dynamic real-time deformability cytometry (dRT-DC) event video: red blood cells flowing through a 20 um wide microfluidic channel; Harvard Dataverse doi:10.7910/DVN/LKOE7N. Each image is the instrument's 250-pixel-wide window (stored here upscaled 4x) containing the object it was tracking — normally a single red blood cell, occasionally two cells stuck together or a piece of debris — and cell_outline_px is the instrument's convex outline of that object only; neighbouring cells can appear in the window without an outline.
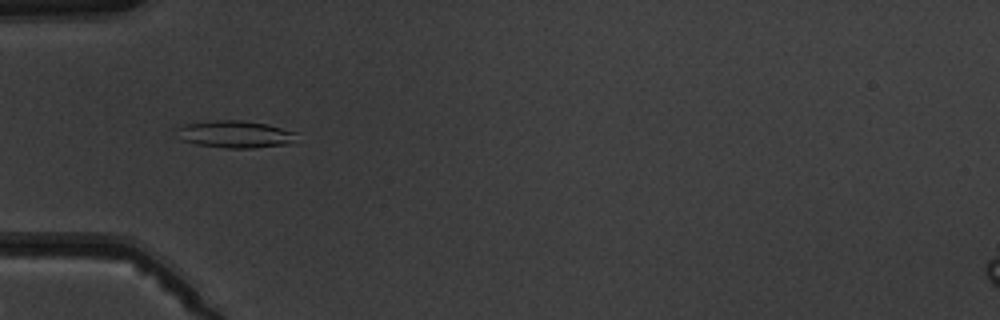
{"species": "common noctule bat (a hibernating species)", "species_latin": "Nyctalus noctula", "temperature_condition": "warm", "stored_images_in_passage": 6, "camera_frame_rate_fps": 3000, "um_per_image_px": 0.085, "animal": {"sex": "male", "body_mass_g": 19.5, "forearm_length_mm": 54.6}, "frame": {"image": 1, "passage_image": 4, "time_ms": 3.333, "image_size_px": [1000, 320], "cell_outline_px": [[296, 144], [252, 148], [224, 148], [196, 144], [180, 140], [176, 128], [188, 124], [216, 120], [240, 120], [268, 124], [296, 132]], "centroid_in_image_um": [20.05, 11.43], "position_along_channel_um": 64.9, "area_um2": 19.19}}
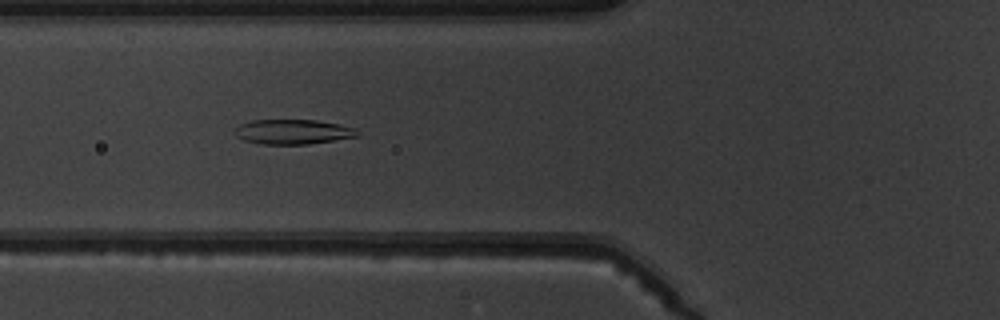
{"frame": {"image": 2, "passage_image": 5, "time_ms": 4.333, "image_size_px": [1000, 320], "cell_outline_px": [[360, 136], [308, 144], [260, 144], [244, 140], [236, 136], [232, 132], [240, 124], [252, 120], [316, 120], [340, 124], [356, 128], [360, 132]], "centroid_in_image_um": [24.91, 11.2], "position_along_channel_um": 100.9, "area_um2": 17.86}}
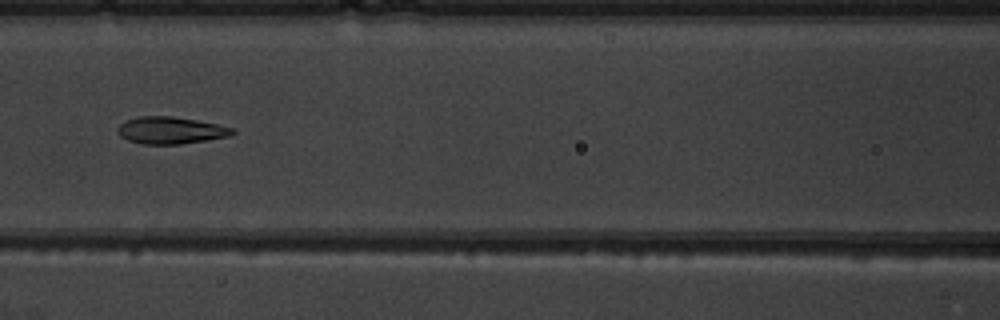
{"frame": {"image": 3, "passage_image": 6, "time_ms": 5.667, "image_size_px": [1000, 320], "cell_outline_px": [[236, 132], [232, 136], [208, 140], [180, 144], [140, 144], [128, 140], [120, 136], [116, 132], [116, 128], [124, 120], [140, 116], [172, 116], [196, 120], [216, 124], [232, 128]], "centroid_in_image_um": [14.47, 11.08], "position_along_channel_um": 152.1, "area_um2": 18.26}}